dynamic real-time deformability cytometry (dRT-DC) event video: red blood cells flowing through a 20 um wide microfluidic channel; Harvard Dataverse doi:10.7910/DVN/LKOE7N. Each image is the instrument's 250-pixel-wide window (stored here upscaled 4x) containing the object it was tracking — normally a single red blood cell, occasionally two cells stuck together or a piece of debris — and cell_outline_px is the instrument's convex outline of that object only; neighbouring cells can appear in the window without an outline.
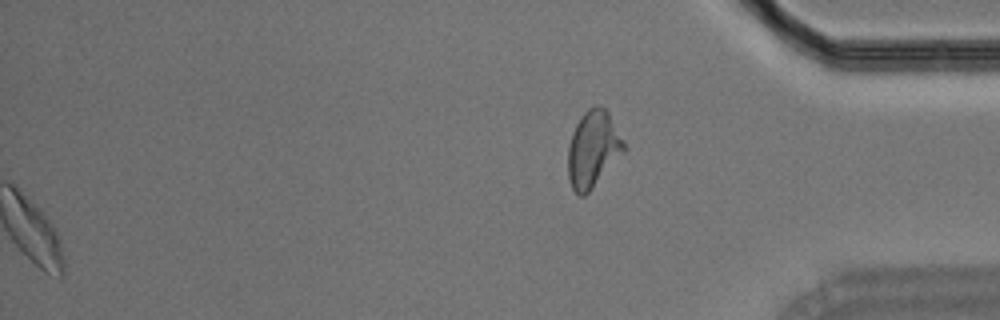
{"species": "Egyptian fruit bat (a non-hibernating species)", "species_latin": "Rousettus aegyptiacus", "temperature_condition": "room temperature", "stored_images_in_passage": 45, "segment_of_instrument_passage": [2, 2], "camera_frame_rate_fps": 3000, "um_per_image_px": 0.085, "animal": {"sex": "male"}, "frame": {"image": 1, "passage_image": 45, "time_ms": 14.667, "image_size_px": [1000, 320], "cell_outline_px": [[624, 152], [592, 188], [584, 196], [580, 196], [572, 188], [568, 180], [568, 148], [572, 132], [580, 116], [588, 108], [596, 104], [604, 108], [608, 112], [624, 140]], "centroid_in_image_um": [50.39, 12.66], "position_along_channel_um": 384.8, "area_um2": 24.8}}